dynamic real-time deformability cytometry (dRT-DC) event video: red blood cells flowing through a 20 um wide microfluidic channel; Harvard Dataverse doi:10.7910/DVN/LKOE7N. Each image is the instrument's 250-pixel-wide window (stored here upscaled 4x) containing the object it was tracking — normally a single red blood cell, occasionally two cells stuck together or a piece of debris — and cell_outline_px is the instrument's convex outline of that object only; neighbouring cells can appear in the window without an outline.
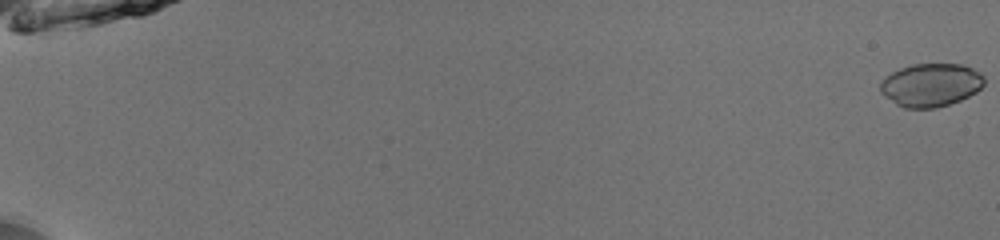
{"species": "common noctule bat (a hibernating species)", "species_latin": "Nyctalus noctula", "temperature_condition": "room temperature", "stored_images_in_passage": 54, "camera_frame_rate_fps": 3000, "um_per_image_px": 0.085, "animal": {"sex": "male", "body_mass_g": 13.0, "forearm_length_mm": 53.1}, "frame": {"image": 1, "passage_image": 1, "time_ms": 0.0, "image_size_px": [1000, 240], "cell_outline_px": [[984, 84], [976, 92], [960, 100], [936, 108], [904, 108], [896, 104], [880, 92], [880, 84], [884, 76], [900, 68], [912, 64], [960, 64], [972, 68], [980, 72], [984, 76]], "centroid_in_image_um": [79.11, 7.22], "position_along_channel_um": 5.9, "area_um2": 26.18}}
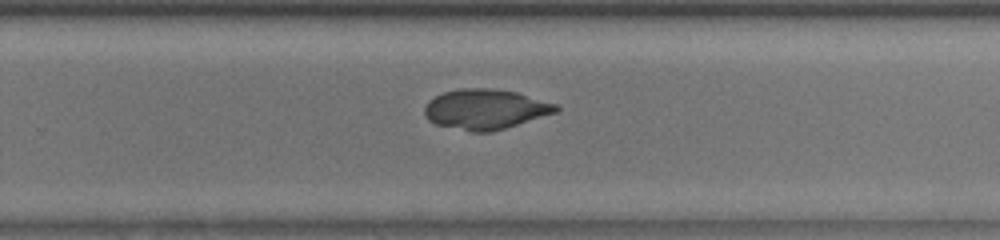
{"frame": {"image": 2, "passage_image": 38, "time_ms": 12.333, "image_size_px": [1000, 240], "cell_outline_px": [[560, 108], [556, 112], [492, 132], [472, 132], [436, 124], [428, 120], [424, 112], [424, 108], [428, 100], [444, 92], [460, 88], [488, 88], [516, 92], [556, 104]], "centroid_in_image_um": [41.22, 9.28], "position_along_channel_um": 288.6, "area_um2": 30.46}}
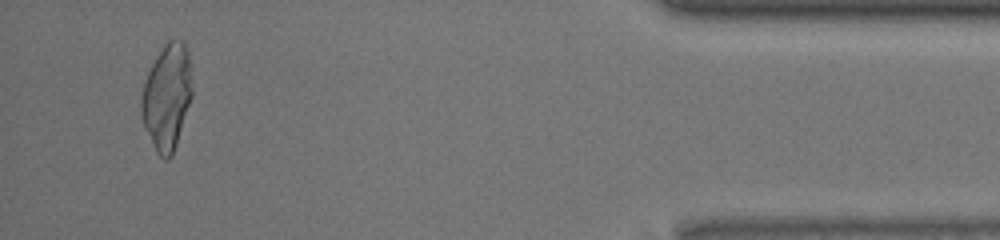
{"frame": {"image": 3, "passage_image": 52, "time_ms": 17.0, "image_size_px": [1000, 240], "cell_outline_px": [[192, 96], [172, 156], [168, 160], [164, 160], [156, 152], [152, 144], [140, 116], [140, 100], [144, 84], [148, 72], [156, 56], [164, 44], [168, 40], [180, 40], [184, 44], [188, 52], [192, 88]], "centroid_in_image_um": [14.17, 8.26], "position_along_channel_um": 421.0, "area_um2": 31.15}}